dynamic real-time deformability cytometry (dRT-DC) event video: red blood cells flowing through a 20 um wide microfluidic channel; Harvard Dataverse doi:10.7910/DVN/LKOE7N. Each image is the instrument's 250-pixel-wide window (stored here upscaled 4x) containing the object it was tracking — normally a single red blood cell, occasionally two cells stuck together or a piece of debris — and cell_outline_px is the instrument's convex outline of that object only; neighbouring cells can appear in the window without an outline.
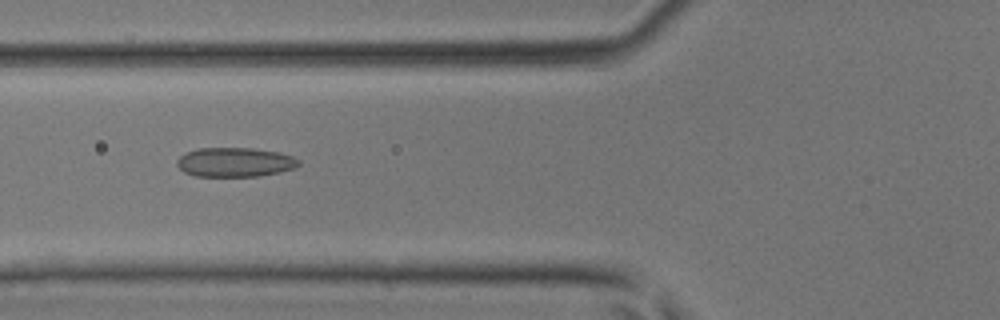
{"species": "common noctule bat (a hibernating species)", "species_latin": "Nyctalus noctula", "temperature_condition": "room temperature", "stored_images_in_passage": 4, "camera_frame_rate_fps": 3000, "um_per_image_px": 0.085, "animal": {"sex": "male", "body_mass_g": 17.9, "forearm_length_mm": 54.2}, "frame": {"image": 1, "passage_image": 4, "time_ms": 1.0, "image_size_px": [1000, 320], "cell_outline_px": [[300, 164], [296, 168], [280, 172], [256, 176], [196, 176], [184, 172], [176, 164], [176, 160], [180, 156], [196, 148], [252, 148], [280, 152], [292, 156], [300, 160]], "centroid_in_image_um": [19.99, 13.78], "position_along_channel_um": 105.8, "area_um2": 20.87}}